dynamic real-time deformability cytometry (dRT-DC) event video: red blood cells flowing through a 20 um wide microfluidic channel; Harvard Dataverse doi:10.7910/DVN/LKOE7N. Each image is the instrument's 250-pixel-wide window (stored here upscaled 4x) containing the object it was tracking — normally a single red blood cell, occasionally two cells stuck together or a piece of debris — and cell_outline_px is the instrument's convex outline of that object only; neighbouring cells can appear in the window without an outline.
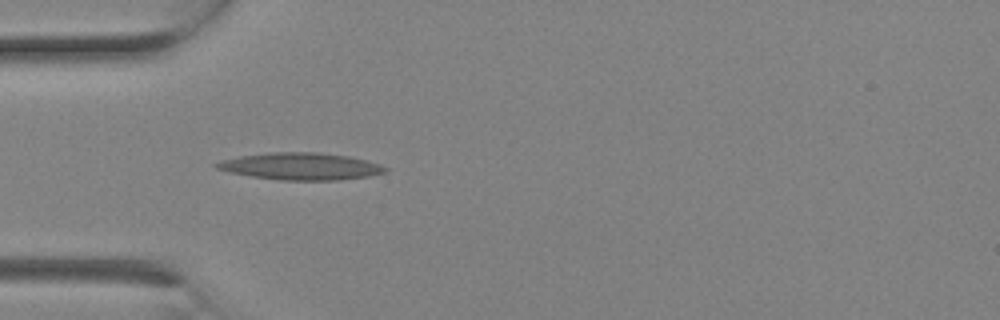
{"species": "Egyptian fruit bat (a non-hibernating species)", "species_latin": "Rousettus aegyptiacus", "temperature_condition": "room temperature", "stored_images_in_passage": 2, "camera_frame_rate_fps": 3000, "um_per_image_px": 0.085, "animal": {"sex": "female"}, "frame": {"image": 1, "passage_image": 2, "time_ms": 0.333, "image_size_px": [1000, 320], "cell_outline_px": [[388, 172], [368, 176], [336, 180], [280, 180], [252, 176], [228, 172], [216, 168], [212, 164], [224, 160], [240, 156], [272, 152], [316, 152], [348, 156], [380, 164], [388, 168]], "centroid_in_image_um": [25.57, 14.14], "position_along_channel_um": 59.4, "area_um2": 26.41}}